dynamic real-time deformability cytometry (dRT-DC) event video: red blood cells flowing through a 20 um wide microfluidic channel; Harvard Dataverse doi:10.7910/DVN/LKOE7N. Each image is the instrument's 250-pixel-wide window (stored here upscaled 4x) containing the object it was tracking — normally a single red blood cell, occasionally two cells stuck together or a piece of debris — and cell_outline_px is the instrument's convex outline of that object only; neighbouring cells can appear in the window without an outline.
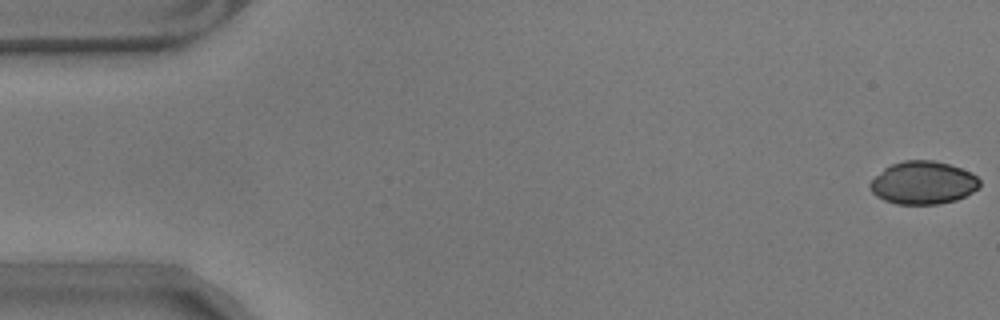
{"species": "common noctule bat (a hibernating species)", "species_latin": "Nyctalus noctula", "temperature_condition": "warm", "stored_images_in_passage": 58, "camera_frame_rate_fps": 3000, "um_per_image_px": 0.085, "animal": {"sex": "male", "body_mass_g": 17.9}, "frame": {"image": 1, "passage_image": 1, "time_ms": 0.0, "image_size_px": [1000, 320], "cell_outline_px": [[980, 188], [956, 200], [940, 204], [896, 204], [884, 200], [876, 196], [872, 192], [868, 184], [884, 168], [892, 164], [904, 160], [932, 160], [948, 164], [960, 168], [976, 176], [980, 180]], "centroid_in_image_um": [78.45, 15.54], "position_along_channel_um": 6.5, "area_um2": 27.34}}
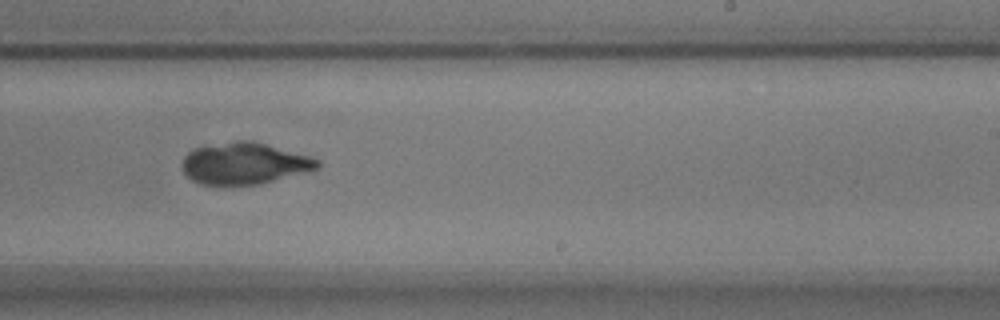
{"frame": {"image": 2, "passage_image": 35, "time_ms": 11.333, "image_size_px": [1000, 320], "cell_outline_px": [[320, 168], [260, 184], [200, 184], [192, 180], [184, 172], [184, 156], [192, 148], [236, 140], [252, 140], [308, 156], [320, 160]], "centroid_in_image_um": [20.78, 13.88], "position_along_channel_um": 268.2, "area_um2": 32.43}}
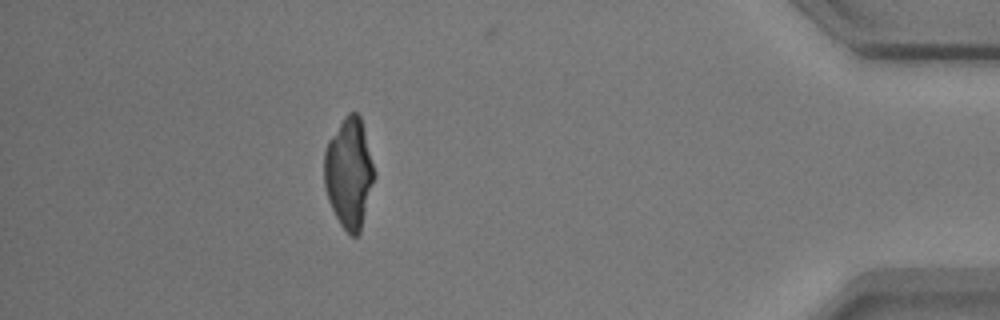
{"frame": {"image": 3, "passage_image": 51, "time_ms": 16.667, "image_size_px": [1000, 320], "cell_outline_px": [[376, 176], [360, 232], [356, 236], [352, 236], [340, 224], [328, 200], [324, 188], [324, 152], [328, 140], [344, 116], [348, 112], [356, 112], [360, 116], [376, 172]], "centroid_in_image_um": [29.67, 14.69], "position_along_channel_um": 405.5, "area_um2": 32.37}}